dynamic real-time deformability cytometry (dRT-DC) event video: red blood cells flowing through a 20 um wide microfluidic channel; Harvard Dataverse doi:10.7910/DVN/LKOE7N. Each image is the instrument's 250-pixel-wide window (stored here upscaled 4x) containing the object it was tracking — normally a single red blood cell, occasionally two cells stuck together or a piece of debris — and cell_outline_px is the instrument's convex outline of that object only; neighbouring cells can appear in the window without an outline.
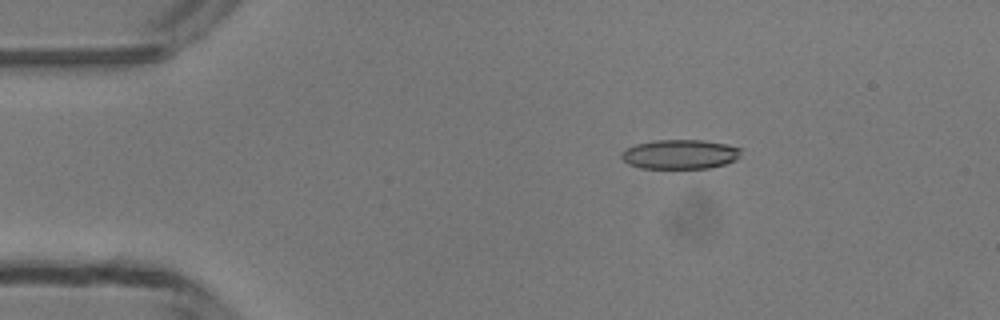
{"species": "common noctule bat (a hibernating species)", "species_latin": "Nyctalus noctula", "temperature_condition": "room temperature", "stored_images_in_passage": 49, "camera_frame_rate_fps": 3000, "um_per_image_px": 0.085, "animal": {"sex": "male", "body_mass_g": 13.3}, "frame": {"image": 1, "passage_image": 9, "time_ms": 2.667, "image_size_px": [1000, 320], "cell_outline_px": [[740, 156], [736, 160], [724, 164], [708, 168], [640, 168], [628, 164], [620, 156], [620, 152], [624, 148], [636, 144], [652, 140], [704, 140], [724, 144], [740, 148]], "centroid_in_image_um": [57.75, 13.11], "position_along_channel_um": 27.3, "area_um2": 20.58}}
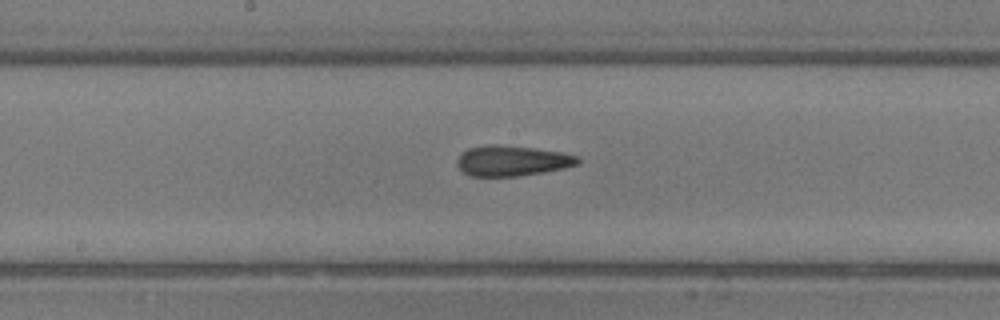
{"frame": {"image": 2, "passage_image": 26, "time_ms": 8.333, "image_size_px": [1000, 320], "cell_outline_px": [[580, 160], [576, 164], [564, 168], [544, 172], [516, 176], [468, 176], [456, 164], [456, 160], [468, 148], [484, 144], [496, 144], [536, 148], [560, 152], [580, 156]], "centroid_in_image_um": [43.51, 13.65], "position_along_channel_um": 204.7, "area_um2": 21.44}}
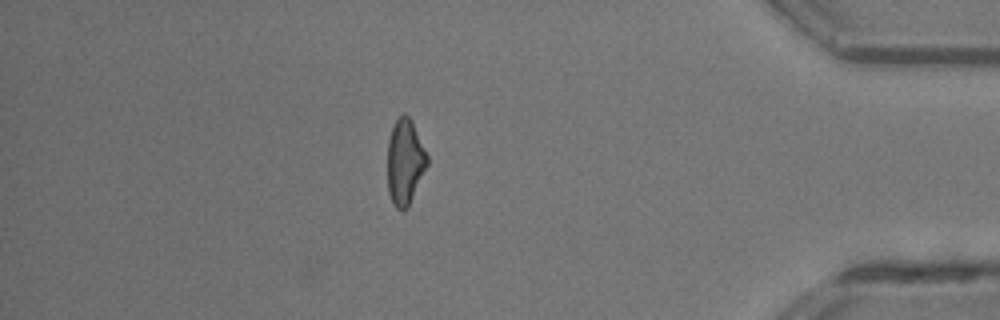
{"frame": {"image": 3, "passage_image": 43, "time_ms": 14.0, "image_size_px": [1000, 320], "cell_outline_px": [[428, 164], [408, 208], [404, 212], [400, 212], [396, 208], [388, 192], [388, 140], [392, 128], [396, 120], [404, 112], [412, 120], [428, 156]], "centroid_in_image_um": [34.43, 13.79], "position_along_channel_um": 400.8, "area_um2": 19.88}, "authors_computed_cell_mechanics": {"area_um2": 20.8658, "velocity_mm_per_s": 4.2145, "shape_relaxation_time_tau1_ms": null, "shape_relaxation_time_tau2_ms": 3.1184, "deformation_change_tau1": null, "deformation_change_tau2": 0.1342}}